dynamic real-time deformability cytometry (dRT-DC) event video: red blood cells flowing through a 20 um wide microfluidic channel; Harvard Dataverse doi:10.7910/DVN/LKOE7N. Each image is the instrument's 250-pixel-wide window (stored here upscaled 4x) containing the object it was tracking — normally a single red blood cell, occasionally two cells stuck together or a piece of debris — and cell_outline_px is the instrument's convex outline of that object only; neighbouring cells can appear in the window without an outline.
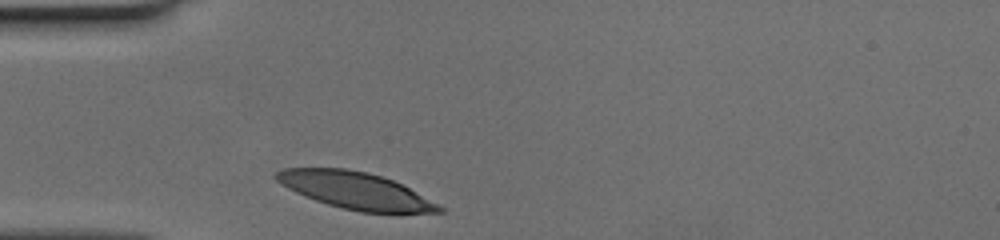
{"species": "human", "species_latin": "Homo sapiens", "temperature_condition": "cold", "stored_images_in_passage": 32, "camera_frame_rate_fps": 3000, "um_per_image_px": 0.085, "donor": {"sex": "female"}, "frame": {"image": 1, "passage_image": 1, "time_ms": 0.0, "image_size_px": [1000, 240], "cell_outline_px": [[444, 212], [360, 212], [328, 204], [304, 196], [288, 188], [276, 180], [272, 176], [276, 172], [284, 168], [348, 168], [368, 172], [392, 180], [408, 188], [444, 208]], "centroid_in_image_um": [30.14, 16.17], "position_along_channel_um": 54.9, "area_um2": 34.33}}
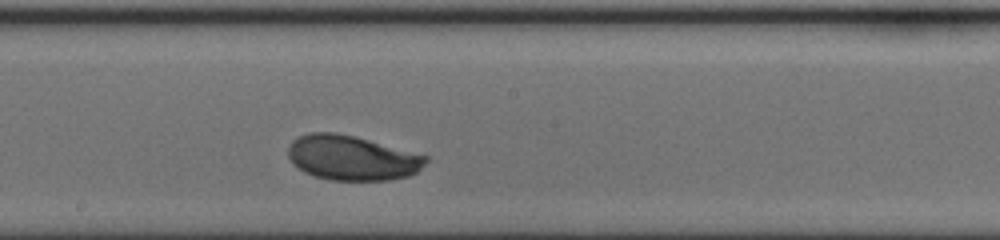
{"frame": {"image": 2, "passage_image": 14, "time_ms": 4.333, "image_size_px": [1000, 240], "cell_outline_px": [[428, 160], [416, 172], [408, 176], [392, 180], [328, 180], [304, 172], [292, 164], [288, 156], [288, 148], [292, 140], [308, 132], [336, 132], [368, 140], [428, 156]], "centroid_in_image_um": [29.88, 13.42], "position_along_channel_um": 218.3, "area_um2": 35.78}}
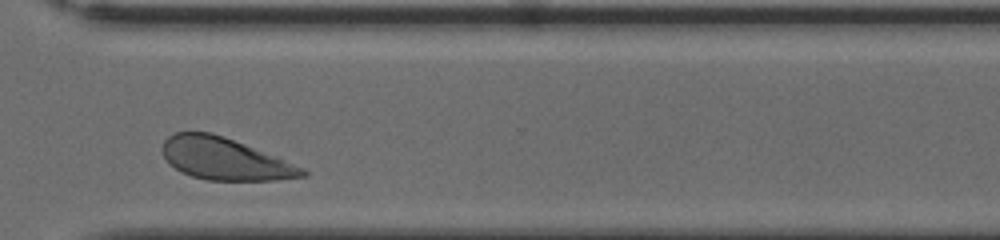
{"frame": {"image": 3, "passage_image": 24, "time_ms": 7.667, "image_size_px": [1000, 240], "cell_outline_px": [[308, 176], [276, 180], [208, 180], [192, 176], [180, 172], [168, 164], [160, 148], [164, 140], [168, 136], [176, 132], [212, 132], [276, 156], [304, 168], [308, 172]], "centroid_in_image_um": [19.07, 13.5], "position_along_channel_um": 351.5, "area_um2": 34.33}}